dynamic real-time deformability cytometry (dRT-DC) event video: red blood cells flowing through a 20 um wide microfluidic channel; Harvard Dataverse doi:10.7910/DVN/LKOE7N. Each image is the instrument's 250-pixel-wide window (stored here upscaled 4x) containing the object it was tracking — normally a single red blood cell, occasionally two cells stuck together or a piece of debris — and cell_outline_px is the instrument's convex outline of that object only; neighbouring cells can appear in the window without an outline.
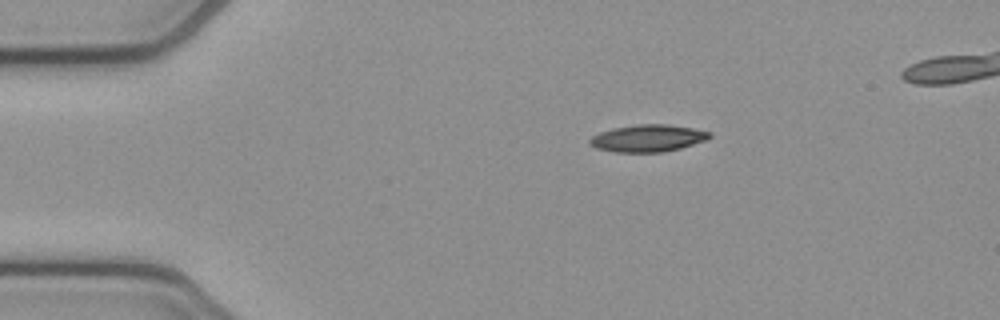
{"species": "common noctule bat (a hibernating species)", "species_latin": "Nyctalus noctula", "temperature_condition": "cold", "stored_images_in_passage": 42, "camera_frame_rate_fps": 3000, "um_per_image_px": 0.085, "animal": {"sex": "female", "body_mass_g": 21.9}, "frame": {"image": 1, "passage_image": 1, "time_ms": 0.0, "image_size_px": [1000, 320], "cell_outline_px": [[712, 136], [708, 140], [680, 148], [664, 152], [612, 152], [596, 148], [588, 144], [588, 140], [592, 136], [600, 132], [612, 128], [636, 124], [668, 124], [692, 128], [712, 132]], "centroid_in_image_um": [55.06, 11.75], "position_along_channel_um": 29.9, "area_um2": 19.19}}
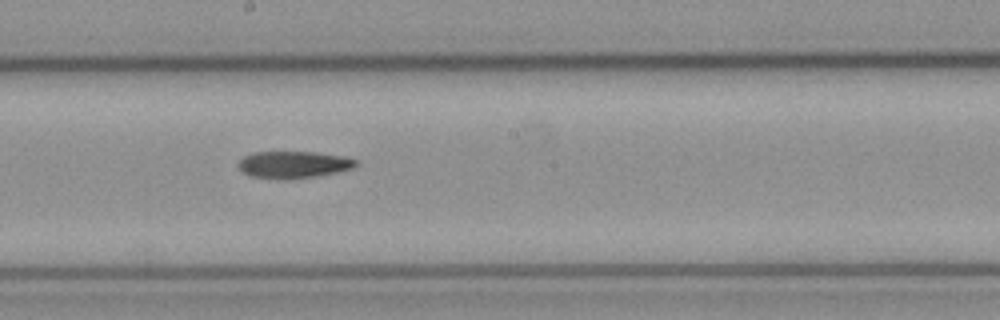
{"frame": {"image": 2, "passage_image": 20, "time_ms": 6.333, "image_size_px": [1000, 320], "cell_outline_px": [[356, 164], [352, 168], [336, 172], [316, 176], [288, 180], [280, 180], [248, 176], [236, 164], [244, 156], [252, 152], [316, 152], [344, 156], [356, 160]], "centroid_in_image_um": [24.9, 14.0], "position_along_channel_um": 223.3, "area_um2": 18.61}}
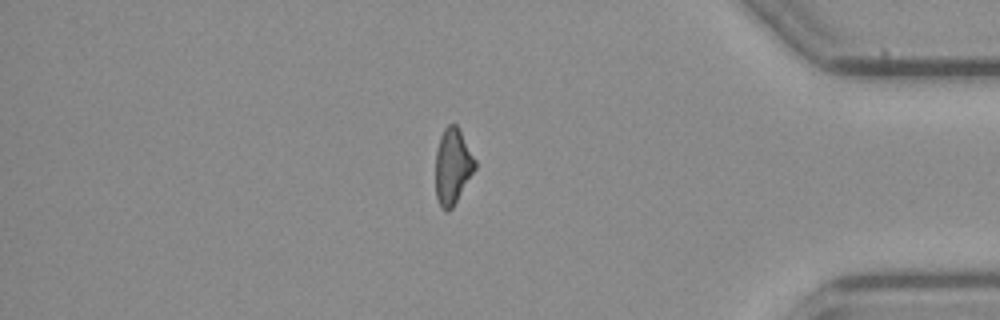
{"frame": {"image": 3, "passage_image": 36, "time_ms": 11.667, "image_size_px": [1000, 320], "cell_outline_px": [[476, 168], [452, 208], [448, 212], [444, 212], [440, 208], [436, 196], [436, 152], [440, 136], [444, 128], [448, 124], [456, 124], [476, 160]], "centroid_in_image_um": [38.46, 14.17], "position_along_channel_um": 396.7, "area_um2": 17.4}}